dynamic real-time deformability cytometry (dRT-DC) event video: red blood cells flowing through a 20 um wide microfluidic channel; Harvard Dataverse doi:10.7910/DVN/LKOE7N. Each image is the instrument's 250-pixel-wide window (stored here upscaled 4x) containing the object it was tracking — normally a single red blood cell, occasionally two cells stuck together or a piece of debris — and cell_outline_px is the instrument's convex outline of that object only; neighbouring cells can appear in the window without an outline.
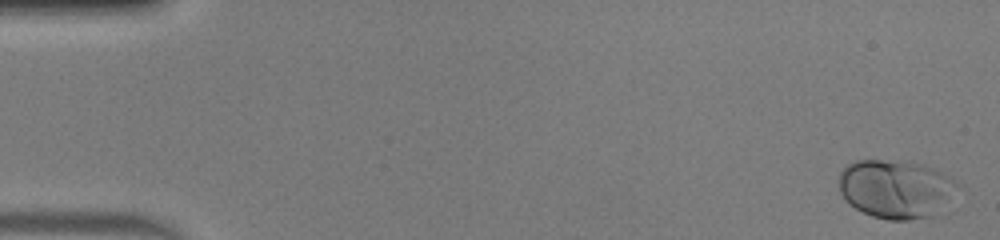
{"species": "human", "species_latin": "Homo sapiens", "temperature_condition": "warm", "stored_images_in_passage": 52, "camera_frame_rate_fps": 3000, "um_per_image_px": 0.085, "donor": {"sex": "male"}, "frame": {"image": 1, "passage_image": 1, "time_ms": 0.0, "image_size_px": [1000, 240], "cell_outline_px": [[960, 188], [932, 216], [908, 220], [888, 220], [872, 216], [848, 204], [844, 200], [840, 192], [840, 172], [848, 164], [856, 160], [904, 160], [924, 164], [948, 176], [960, 184]], "centroid_in_image_um": [76.13, 16.04], "position_along_channel_um": 8.9, "area_um2": 40.52}}
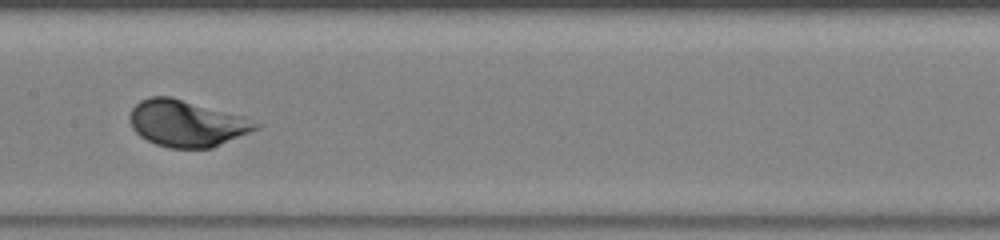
{"frame": {"image": 2, "passage_image": 26, "time_ms": 8.333, "image_size_px": [1000, 240], "cell_outline_px": [[264, 124], [260, 128], [212, 148], [168, 148], [156, 144], [140, 136], [132, 128], [128, 120], [128, 116], [132, 108], [140, 100], [152, 96], [172, 96], [244, 116]], "centroid_in_image_um": [15.88, 10.48], "position_along_channel_um": 191.5, "area_um2": 34.51}}
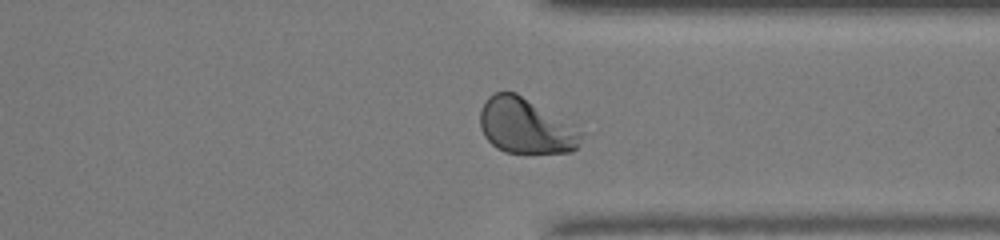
{"frame": {"image": 3, "passage_image": 39, "time_ms": 12.667, "image_size_px": [1000, 240], "cell_outline_px": [[584, 132], [580, 144], [572, 152], [504, 152], [496, 148], [484, 136], [480, 128], [480, 108], [488, 96], [492, 92], [516, 92], [572, 124]], "centroid_in_image_um": [44.67, 10.7], "position_along_channel_um": 366.7, "area_um2": 32.66}, "authors_computed_cell_mechanics": {"area_um2": 33.9286, "velocity_mm_per_s": 4.0455, "shape_relaxation_time_tau1_ms": 1.6568, "shape_relaxation_time_tau2_ms": null, "deformation_change_tau1": 0.126, "deformation_change_tau2": null}}